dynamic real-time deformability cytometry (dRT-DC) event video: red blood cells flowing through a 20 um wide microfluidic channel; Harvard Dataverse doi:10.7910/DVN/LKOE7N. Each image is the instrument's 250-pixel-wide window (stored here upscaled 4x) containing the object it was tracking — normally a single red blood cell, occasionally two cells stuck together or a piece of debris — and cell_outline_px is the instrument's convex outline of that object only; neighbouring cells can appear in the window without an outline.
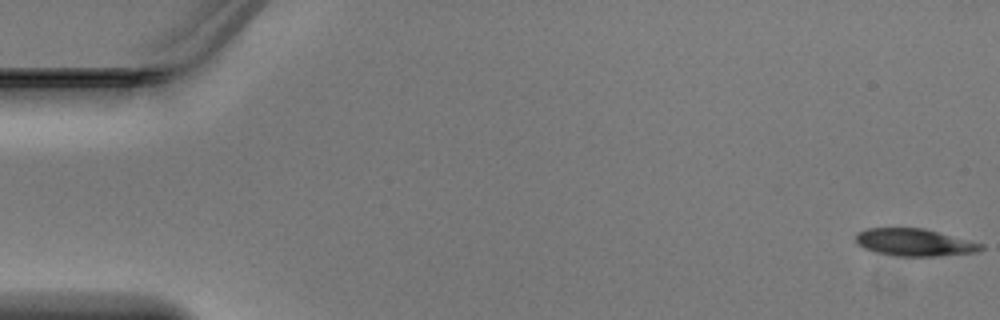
{"species": "Egyptian fruit bat (a non-hibernating species)", "species_latin": "Rousettus aegyptiacus", "temperature_condition": "warm", "stored_images_in_passage": 48, "camera_frame_rate_fps": 3000, "um_per_image_px": 0.085, "animal": {"sex": "male"}, "frame": {"image": 1, "passage_image": 1, "time_ms": 0.0, "image_size_px": [1000, 320], "cell_outline_px": [[984, 248], [976, 252], [936, 256], [892, 256], [876, 252], [864, 248], [856, 244], [856, 236], [860, 232], [868, 228], [924, 228], [984, 244]], "centroid_in_image_um": [77.73, 20.61], "position_along_channel_um": 7.3, "area_um2": 19.88}}
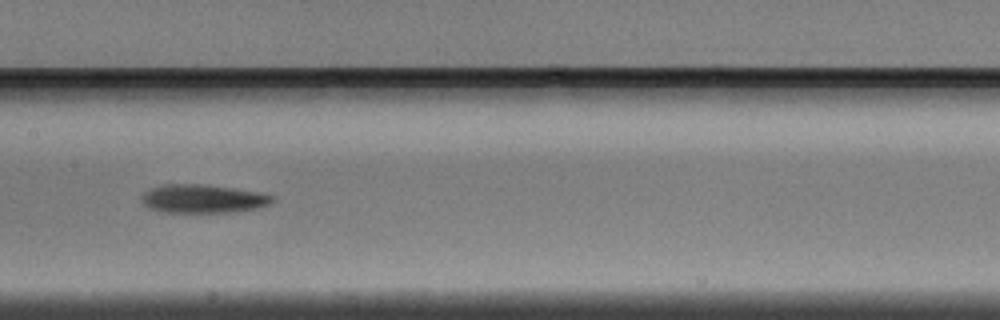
{"frame": {"image": 2, "passage_image": 24, "time_ms": 7.667, "image_size_px": [1000, 320], "cell_outline_px": [[276, 200], [268, 204], [256, 208], [232, 212], [164, 212], [148, 208], [140, 200], [140, 196], [144, 192], [152, 188], [168, 184], [204, 184], [232, 188], [256, 192], [272, 196]], "centroid_in_image_um": [17.2, 16.89], "position_along_channel_um": 190.2, "area_um2": 21.5}}
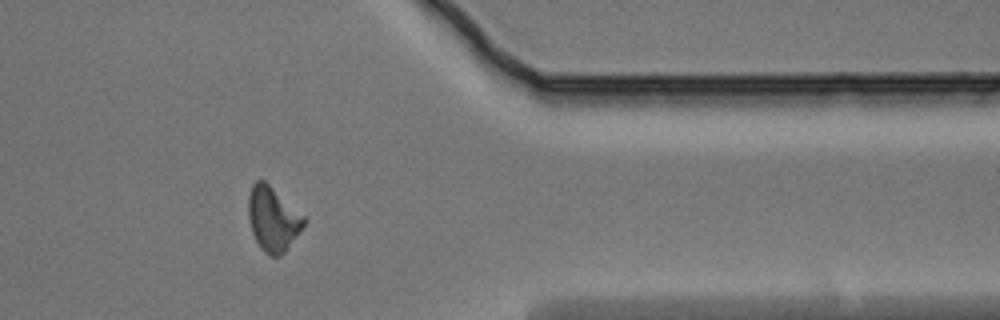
{"frame": {"image": 3, "passage_image": 39, "time_ms": 12.667, "image_size_px": [1000, 320], "cell_outline_px": [[308, 220], [284, 252], [280, 256], [272, 256], [264, 252], [260, 248], [252, 232], [248, 220], [248, 196], [252, 184], [256, 180], [264, 180], [304, 216]], "centroid_in_image_um": [23.17, 18.61], "position_along_channel_um": 388.2, "area_um2": 20.69}}